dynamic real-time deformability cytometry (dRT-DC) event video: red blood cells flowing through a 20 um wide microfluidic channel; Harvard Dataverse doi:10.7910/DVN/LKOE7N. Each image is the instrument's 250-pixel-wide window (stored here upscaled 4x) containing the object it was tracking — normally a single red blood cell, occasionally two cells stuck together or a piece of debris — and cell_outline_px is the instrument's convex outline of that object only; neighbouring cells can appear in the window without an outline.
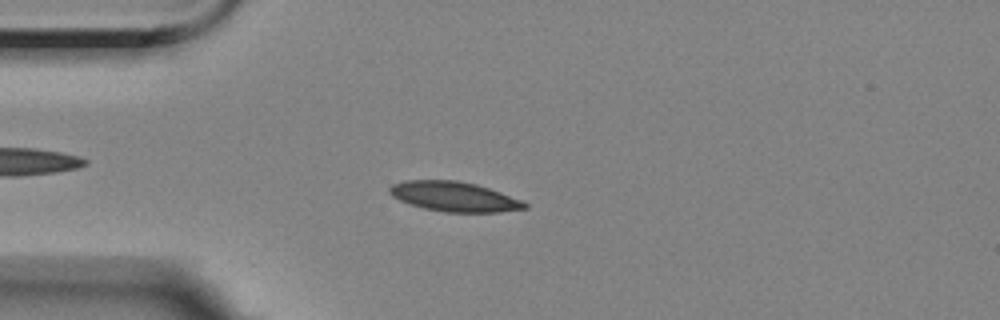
{"species": "Egyptian fruit bat (a non-hibernating species)", "species_latin": "Rousettus aegyptiacus", "temperature_condition": "room temperature", "stored_images_in_passage": 3, "camera_frame_rate_fps": 3000, "um_per_image_px": 0.085, "animal": {"sex": "female"}, "frame": {"image": 1, "passage_image": 3, "time_ms": 2.667, "image_size_px": [1000, 320], "cell_outline_px": [[528, 208], [500, 212], [444, 212], [424, 208], [400, 200], [392, 196], [388, 192], [388, 188], [392, 184], [404, 180], [456, 180], [476, 184], [524, 200], [528, 204]], "centroid_in_image_um": [38.62, 16.71], "position_along_channel_um": 46.4, "area_um2": 23.52}}